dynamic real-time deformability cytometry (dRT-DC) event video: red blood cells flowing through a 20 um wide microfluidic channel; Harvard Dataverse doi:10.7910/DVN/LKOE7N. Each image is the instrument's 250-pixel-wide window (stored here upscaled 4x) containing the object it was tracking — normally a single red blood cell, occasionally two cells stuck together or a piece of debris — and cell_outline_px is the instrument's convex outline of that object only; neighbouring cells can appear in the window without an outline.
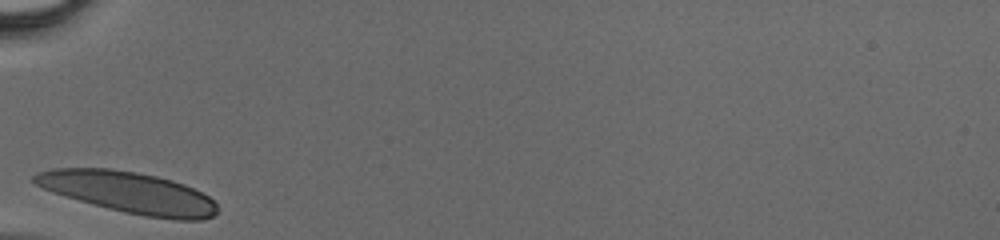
{"species": "human", "species_latin": "Homo sapiens", "temperature_condition": "cold", "stored_images_in_passage": 23, "camera_frame_rate_fps": 3000, "um_per_image_px": 0.085, "donor": {"sex": "male"}, "frame": {"image": 1, "passage_image": 1, "time_ms": 0.0, "image_size_px": [1000, 240], "cell_outline_px": [[216, 212], [212, 216], [200, 220], [176, 220], [144, 216], [124, 212], [92, 204], [52, 192], [36, 184], [32, 180], [32, 176], [40, 172], [56, 168], [108, 168], [136, 172], [156, 176], [172, 180], [184, 184], [208, 196], [216, 204]], "centroid_in_image_um": [10.95, 16.36], "position_along_channel_um": 74.1, "area_um2": 43.64}}
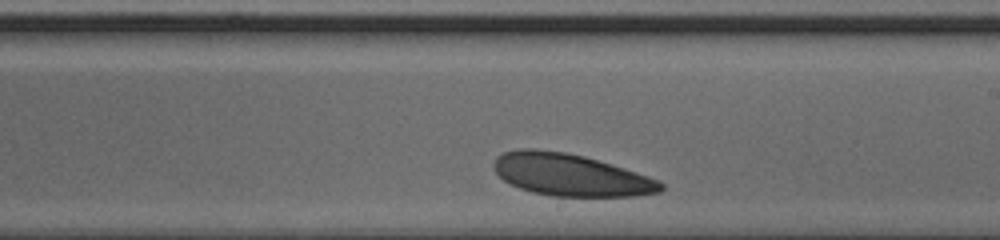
{"frame": {"image": 2, "passage_image": 13, "time_ms": 4.0, "image_size_px": [1000, 240], "cell_outline_px": [[664, 188], [660, 192], [636, 196], [552, 196], [532, 192], [520, 188], [504, 180], [492, 168], [492, 164], [496, 156], [504, 152], [516, 148], [536, 148], [564, 152], [584, 156], [624, 168], [636, 172], [656, 180], [664, 184]], "centroid_in_image_um": [48.45, 14.85], "position_along_channel_um": 240.6, "area_um2": 40.92}}
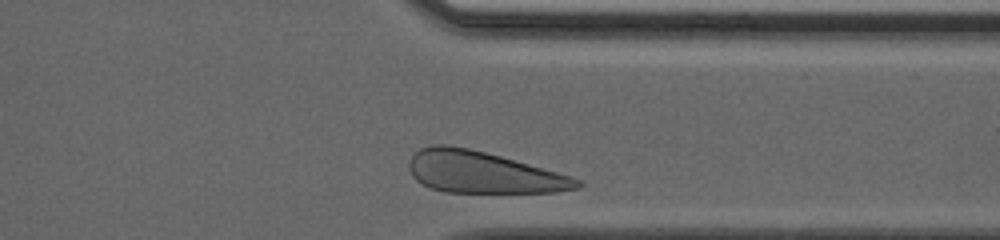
{"frame": {"image": 3, "passage_image": 22, "time_ms": 7.0, "image_size_px": [1000, 240], "cell_outline_px": [[584, 184], [580, 188], [556, 192], [444, 192], [432, 188], [416, 180], [412, 176], [408, 168], [408, 160], [420, 148], [432, 144], [444, 144], [468, 148], [500, 156], [556, 172], [580, 180]], "centroid_in_image_um": [41.0, 14.65], "position_along_channel_um": 370.4, "area_um2": 40.46}}